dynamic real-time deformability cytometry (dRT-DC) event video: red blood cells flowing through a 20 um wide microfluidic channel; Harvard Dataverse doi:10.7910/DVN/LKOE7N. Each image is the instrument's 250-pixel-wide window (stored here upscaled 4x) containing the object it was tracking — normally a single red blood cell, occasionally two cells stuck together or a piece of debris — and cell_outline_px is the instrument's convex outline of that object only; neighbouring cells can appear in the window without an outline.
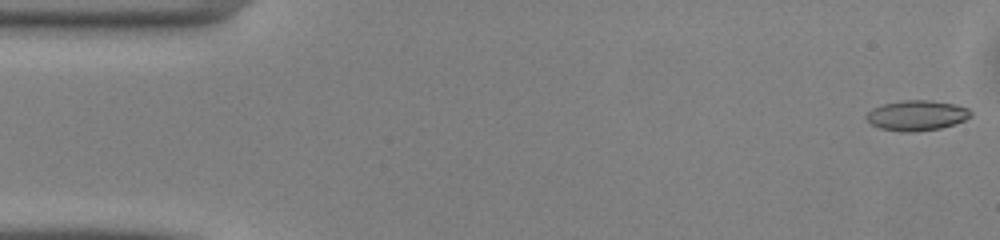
{"species": "common noctule bat (a hibernating species)", "species_latin": "Nyctalus noctula", "temperature_condition": "warm", "stored_images_in_passage": 49, "camera_frame_rate_fps": 3000, "um_per_image_px": 0.085, "animal": {"sex": "male", "body_mass_g": 13.0, "forearm_length_mm": 53.1}, "frame": {"image": 1, "passage_image": 1, "time_ms": 0.0, "image_size_px": [1000, 240], "cell_outline_px": [[972, 116], [964, 120], [940, 128], [912, 132], [900, 132], [880, 128], [872, 124], [864, 116], [872, 108], [884, 104], [904, 100], [928, 100], [956, 104], [968, 108], [972, 112]], "centroid_in_image_um": [77.92, 9.81], "position_along_channel_um": 7.1, "area_um2": 18.32}}
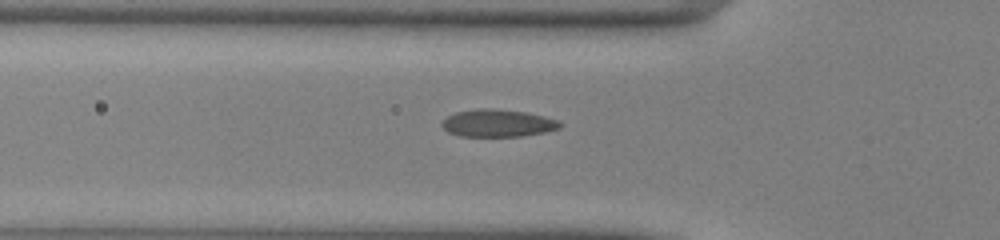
{"frame": {"image": 2, "passage_image": 16, "time_ms": 5.0, "image_size_px": [1000, 240], "cell_outline_px": [[564, 124], [560, 128], [544, 132], [520, 136], [460, 136], [448, 132], [440, 124], [448, 116], [456, 112], [480, 108], [492, 108], [528, 112], [560, 120]], "centroid_in_image_um": [42.35, 10.46], "position_along_channel_um": 83.5, "area_um2": 18.96}}
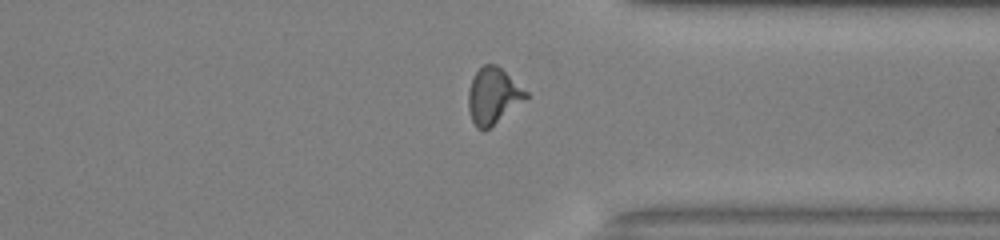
{"frame": {"image": 3, "passage_image": 37, "time_ms": 12.0, "image_size_px": [1000, 240], "cell_outline_px": [[528, 96], [484, 132], [476, 128], [472, 120], [468, 108], [468, 92], [472, 76], [484, 64], [496, 64], [528, 92]], "centroid_in_image_um": [41.87, 8.15], "position_along_channel_um": 369.5, "area_um2": 18.55}, "authors_computed_cell_mechanics": {"area_um2": 18.5538, "velocity_mm_per_s": 4.1331, "shape_relaxation_time_tau1_ms": 4.6191, "shape_relaxation_time_tau2_ms": 0.7714, "deformation_change_tau1": 0.1537, "deformation_change_tau2": 0.0646}}